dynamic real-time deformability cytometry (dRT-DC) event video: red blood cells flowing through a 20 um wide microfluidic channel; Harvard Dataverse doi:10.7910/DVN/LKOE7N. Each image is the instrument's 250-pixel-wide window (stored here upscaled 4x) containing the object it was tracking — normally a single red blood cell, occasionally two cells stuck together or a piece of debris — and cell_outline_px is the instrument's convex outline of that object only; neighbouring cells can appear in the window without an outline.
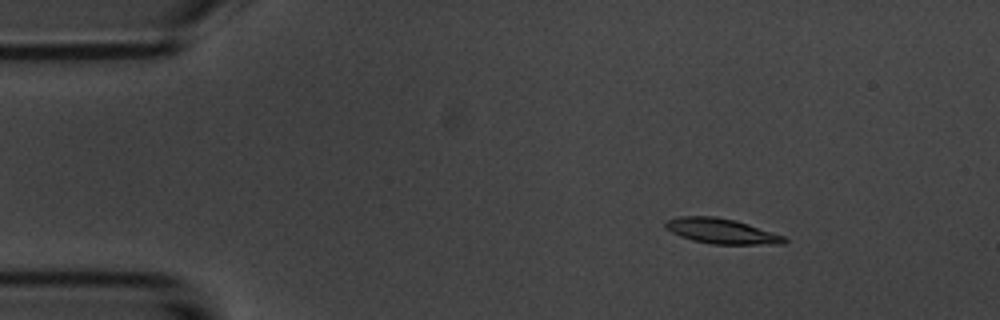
{"species": "common noctule bat (a hibernating species)", "species_latin": "Nyctalus noctula", "temperature_condition": "room temperature", "stored_images_in_passage": 6, "camera_frame_rate_fps": 3000, "um_per_image_px": 0.085, "animal": {"sex": "male", "body_mass_g": 20.1, "forearm_length_mm": 53.5}, "frame": {"image": 1, "passage_image": 3, "time_ms": 2.333, "image_size_px": [1000, 320], "cell_outline_px": [[788, 240], [784, 244], [712, 244], [692, 240], [680, 236], [672, 232], [664, 224], [668, 220], [680, 216], [716, 216], [736, 220], [784, 236]], "centroid_in_image_um": [61.34, 19.64], "position_along_channel_um": 23.7, "area_um2": 17.28}}
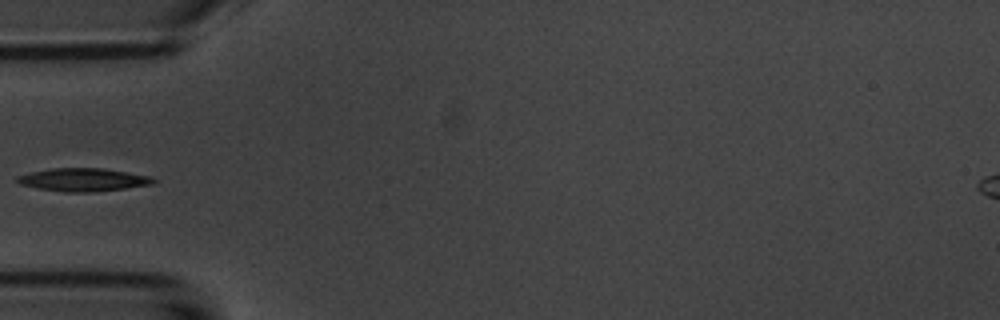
{"frame": {"image": 2, "passage_image": 6, "time_ms": 5.667, "image_size_px": [1000, 320], "cell_outline_px": [[156, 180], [152, 184], [124, 188], [92, 192], [64, 192], [40, 188], [20, 184], [16, 180], [16, 176], [32, 172], [52, 168], [104, 168], [148, 176]], "centroid_in_image_um": [7.04, 15.27], "position_along_channel_um": 78.0, "area_um2": 17.98}}